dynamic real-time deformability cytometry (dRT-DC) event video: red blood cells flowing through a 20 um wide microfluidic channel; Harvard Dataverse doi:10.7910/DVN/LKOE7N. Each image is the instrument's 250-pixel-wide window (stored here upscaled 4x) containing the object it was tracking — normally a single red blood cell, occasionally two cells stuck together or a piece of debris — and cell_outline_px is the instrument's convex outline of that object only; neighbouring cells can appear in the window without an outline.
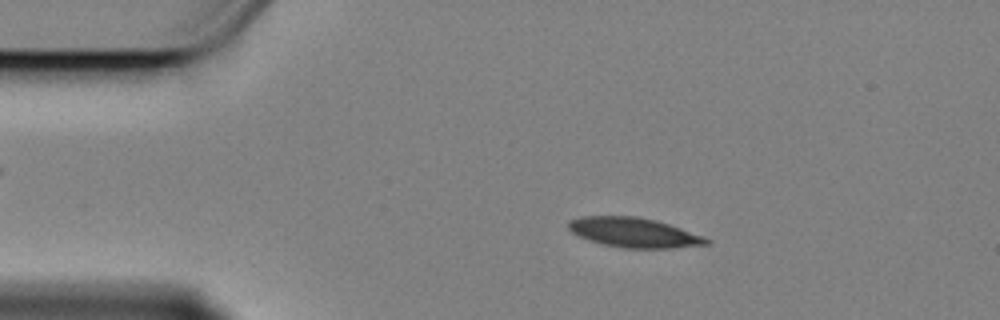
{"species": "Egyptian fruit bat (a non-hibernating species)", "species_latin": "Rousettus aegyptiacus", "temperature_condition": "cold", "stored_images_in_passage": 56, "camera_frame_rate_fps": 3000, "um_per_image_px": 0.085, "animal": {"sex": "female"}, "frame": {"image": 1, "passage_image": 8, "time_ms": 2.333, "image_size_px": [1000, 320], "cell_outline_px": [[712, 240], [708, 244], [672, 248], [624, 248], [600, 244], [576, 236], [568, 228], [568, 220], [580, 216], [636, 216], [656, 220], [704, 236]], "centroid_in_image_um": [53.84, 19.76], "position_along_channel_um": 31.2, "area_um2": 24.04}}
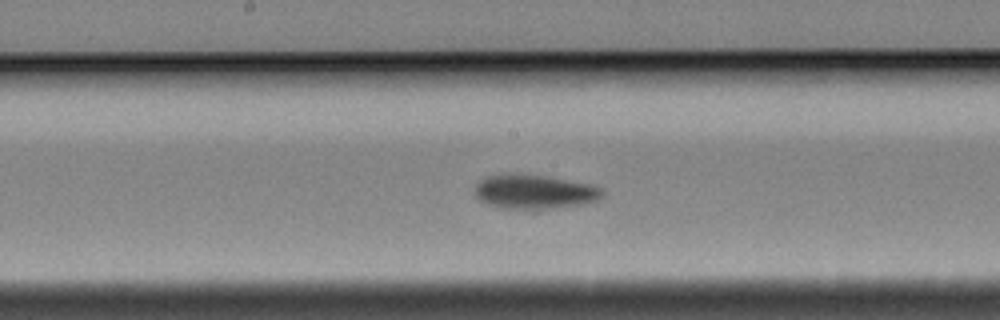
{"frame": {"image": 2, "passage_image": 27, "time_ms": 8.667, "image_size_px": [1000, 320], "cell_outline_px": [[604, 196], [596, 200], [584, 204], [528, 212], [500, 208], [488, 204], [480, 200], [476, 196], [476, 184], [484, 176], [548, 176], [592, 184], [600, 188], [604, 192]], "centroid_in_image_um": [45.47, 16.37], "position_along_channel_um": 202.7, "area_um2": 25.61}}
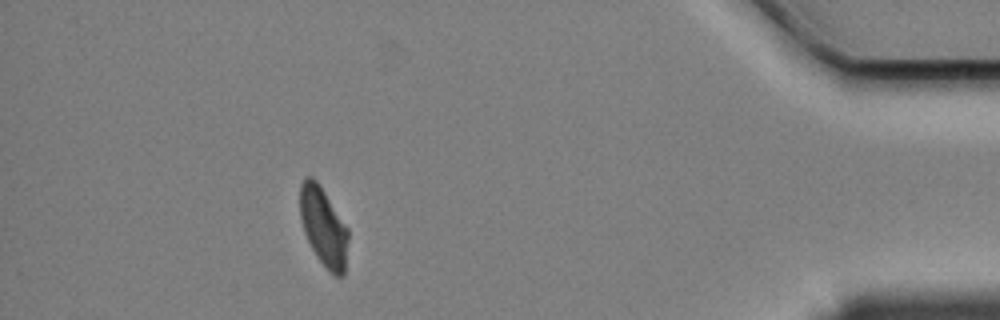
{"frame": {"image": 3, "passage_image": 50, "time_ms": 16.333, "image_size_px": [1000, 320], "cell_outline_px": [[348, 240], [344, 276], [336, 276], [328, 272], [316, 256], [304, 232], [300, 216], [300, 184], [304, 176], [312, 176], [320, 184], [348, 228]], "centroid_in_image_um": [27.49, 19.26], "position_along_channel_um": 407.7, "area_um2": 22.31}, "authors_computed_cell_mechanics": {"area_um2": 24.0159, "velocity_mm_per_s": 3.3671, "shape_relaxation_time_tau1_ms": 4.1633, "shape_relaxation_time_tau2_ms": 5.4538, "deformation_change_tau1": 0.1306, "deformation_change_tau2": 0.1079}}